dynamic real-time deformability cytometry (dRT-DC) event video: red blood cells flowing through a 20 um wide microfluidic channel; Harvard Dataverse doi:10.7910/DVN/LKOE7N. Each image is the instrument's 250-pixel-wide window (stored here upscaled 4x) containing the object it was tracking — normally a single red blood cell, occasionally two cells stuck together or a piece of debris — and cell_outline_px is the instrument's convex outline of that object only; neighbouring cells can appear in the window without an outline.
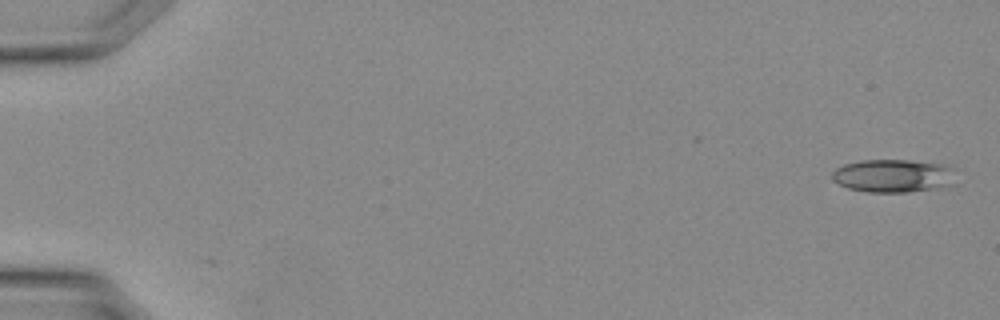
{"species": "Egyptian fruit bat (a non-hibernating species)", "species_latin": "Rousettus aegyptiacus", "temperature_condition": "warm", "stored_images_in_passage": 12, "camera_frame_rate_fps": 3000, "um_per_image_px": 0.085, "animal": {"sex": "female"}, "frame": {"image": 1, "passage_image": 1, "time_ms": 0.0, "image_size_px": [1000, 320], "cell_outline_px": [[956, 184], [944, 188], [908, 192], [868, 192], [848, 188], [832, 180], [832, 172], [836, 168], [844, 164], [860, 160], [908, 160], [940, 164], [956, 168]], "centroid_in_image_um": [76.01, 14.95], "position_along_channel_um": 9.0, "area_um2": 24.39}}